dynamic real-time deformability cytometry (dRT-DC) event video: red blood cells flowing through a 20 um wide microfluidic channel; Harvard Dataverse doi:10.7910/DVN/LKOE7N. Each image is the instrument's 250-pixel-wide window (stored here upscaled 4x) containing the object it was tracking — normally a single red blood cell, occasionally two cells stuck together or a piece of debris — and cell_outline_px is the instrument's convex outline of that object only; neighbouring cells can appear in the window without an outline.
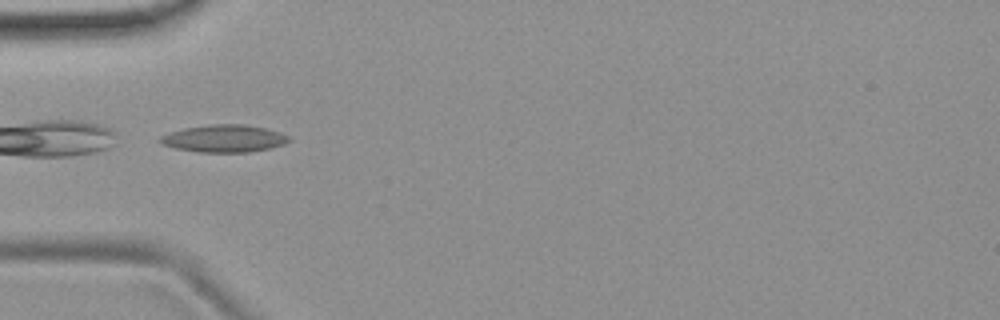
{"species": "common noctule bat (a hibernating species)", "species_latin": "Nyctalus noctula", "temperature_condition": "room temperature", "stored_images_in_passage": 4, "camera_frame_rate_fps": 3000, "um_per_image_px": 0.085, "animal": {"sex": "female", "body_mass_g": 19.9}, "frame": {"image": 1, "passage_image": 2, "time_ms": 1.0, "image_size_px": [1000, 320], "cell_outline_px": [[292, 140], [284, 144], [268, 148], [248, 152], [200, 152], [176, 148], [164, 144], [160, 140], [160, 136], [184, 128], [212, 124], [244, 124], [264, 128], [280, 132], [288, 136]], "centroid_in_image_um": [19.09, 11.77], "position_along_channel_um": 65.9, "area_um2": 20.23}}
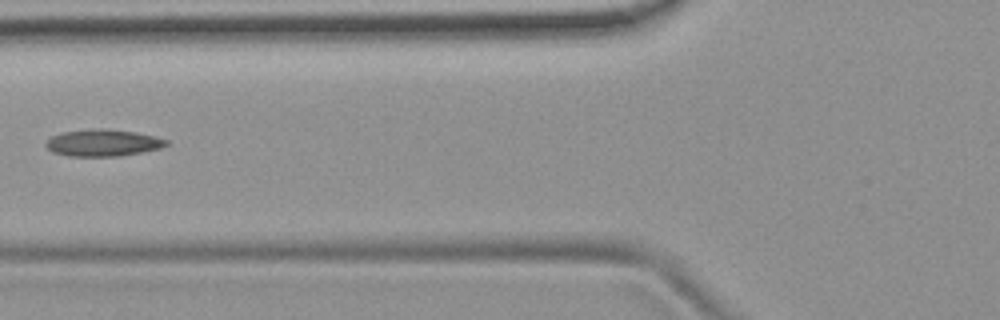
{"frame": {"image": 2, "passage_image": 3, "time_ms": 2.333, "image_size_px": [1000, 320], "cell_outline_px": [[168, 144], [160, 148], [120, 156], [68, 156], [52, 152], [44, 144], [52, 136], [64, 132], [92, 128], [104, 128], [136, 132], [168, 140]], "centroid_in_image_um": [8.73, 12.13], "position_along_channel_um": 117.1, "area_um2": 18.73}}
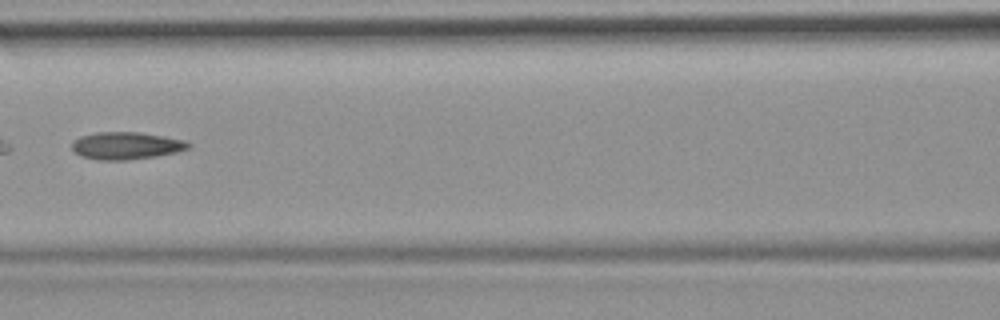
{"frame": {"image": 3, "passage_image": 4, "time_ms": 3.333, "image_size_px": [1000, 320], "cell_outline_px": [[192, 144], [188, 148], [176, 152], [156, 156], [124, 160], [100, 160], [80, 156], [72, 148], [72, 144], [80, 136], [96, 132], [140, 132], [164, 136], [184, 140]], "centroid_in_image_um": [10.73, 12.38], "position_along_channel_um": 155.9, "area_um2": 18.44}}